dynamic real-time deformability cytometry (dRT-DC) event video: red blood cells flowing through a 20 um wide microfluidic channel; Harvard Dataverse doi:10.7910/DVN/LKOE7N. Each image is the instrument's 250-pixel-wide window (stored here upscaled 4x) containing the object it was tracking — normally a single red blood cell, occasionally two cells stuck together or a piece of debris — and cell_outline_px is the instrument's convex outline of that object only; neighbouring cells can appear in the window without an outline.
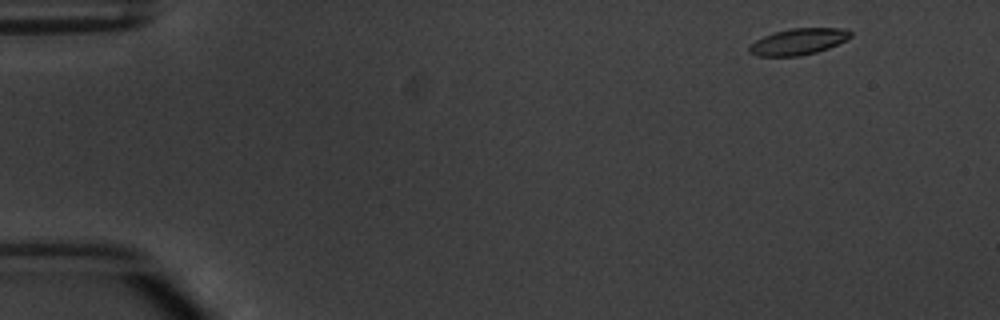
{"species": "common noctule bat (a hibernating species)", "species_latin": "Nyctalus noctula", "temperature_condition": "warm", "stored_images_in_passage": 4, "camera_frame_rate_fps": 3000, "um_per_image_px": 0.085, "animal": {"sex": "male", "body_mass_g": 20.1, "forearm_length_mm": 53.5}, "frame": {"image": 1, "passage_image": 1, "time_ms": 0.0, "image_size_px": [1000, 320], "cell_outline_px": [[852, 36], [848, 40], [828, 48], [816, 52], [800, 56], [756, 56], [748, 52], [748, 44], [764, 36], [776, 32], [792, 28], [844, 28], [852, 32]], "centroid_in_image_um": [67.86, 3.54], "position_along_channel_um": 17.1, "area_um2": 15.66}}
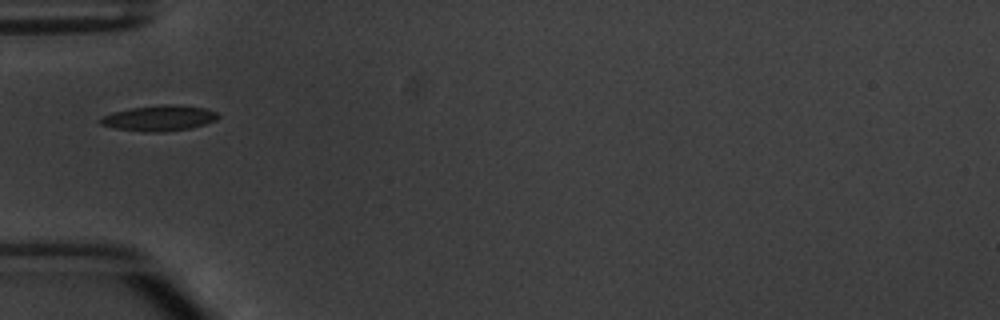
{"frame": {"image": 2, "passage_image": 4, "time_ms": 4.333, "image_size_px": [1000, 320], "cell_outline_px": [[220, 116], [216, 120], [204, 124], [188, 128], [164, 132], [140, 132], [116, 128], [100, 124], [96, 120], [112, 112], [128, 108], [164, 104], [168, 104], [204, 108], [216, 112]], "centroid_in_image_um": [13.48, 10.04], "position_along_channel_um": 71.5, "area_um2": 17.51}}